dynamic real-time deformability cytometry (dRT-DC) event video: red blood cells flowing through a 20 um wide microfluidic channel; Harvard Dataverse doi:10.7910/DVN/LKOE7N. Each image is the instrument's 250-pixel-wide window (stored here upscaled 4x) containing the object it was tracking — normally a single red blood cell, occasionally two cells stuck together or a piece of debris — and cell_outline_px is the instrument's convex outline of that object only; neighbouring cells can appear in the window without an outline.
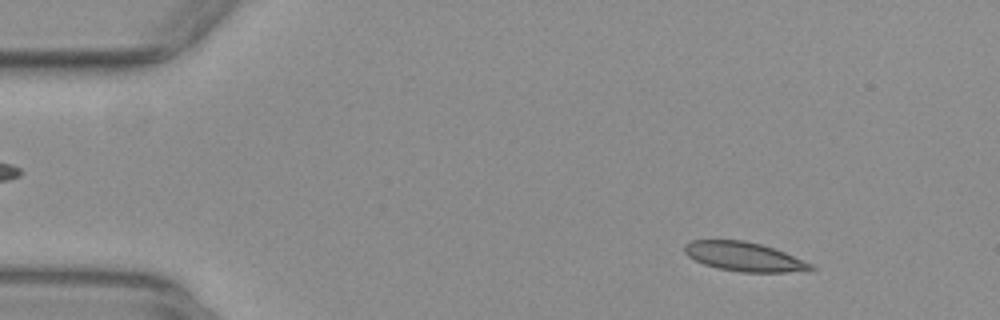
{"species": "common noctule bat (a hibernating species)", "species_latin": "Nyctalus noctula", "temperature_condition": "warm", "stored_images_in_passage": 13, "camera_frame_rate_fps": 3000, "um_per_image_px": 0.085, "animal": {"sex": "female", "body_mass_g": 29.2, "forearm_length_mm": 56.3}, "frame": {"image": 1, "passage_image": 6, "time_ms": 1.667, "image_size_px": [1000, 320], "cell_outline_px": [[816, 268], [812, 272], [740, 272], [720, 268], [704, 264], [688, 256], [684, 252], [684, 244], [692, 240], [744, 240], [776, 248], [812, 264]], "centroid_in_image_um": [63.31, 21.82], "position_along_channel_um": 21.7, "area_um2": 21.62}}